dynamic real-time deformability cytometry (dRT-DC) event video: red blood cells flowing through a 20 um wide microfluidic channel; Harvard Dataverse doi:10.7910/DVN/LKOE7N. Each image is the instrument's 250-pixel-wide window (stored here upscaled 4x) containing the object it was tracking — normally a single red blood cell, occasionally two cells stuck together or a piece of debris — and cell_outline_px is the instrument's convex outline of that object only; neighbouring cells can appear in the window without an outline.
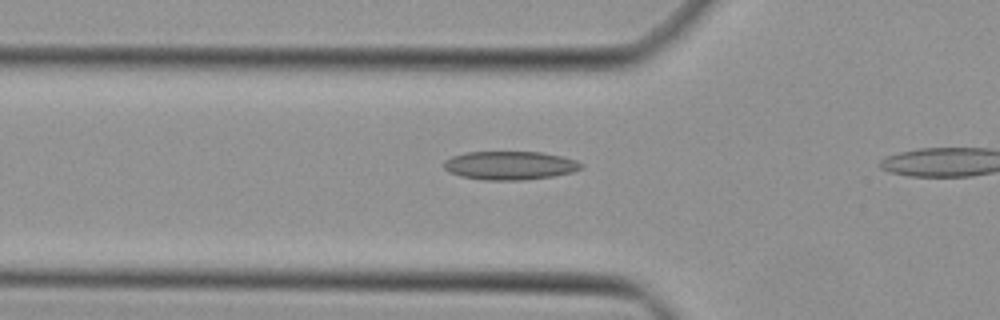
{"species": "Egyptian fruit bat (a non-hibernating species)", "species_latin": "Rousettus aegyptiacus", "temperature_condition": "cold", "stored_images_in_passage": 9, "camera_frame_rate_fps": 3000, "um_per_image_px": 0.085, "animal": {"sex": "female"}, "frame": {"image": 1, "passage_image": 8, "time_ms": 2.333, "image_size_px": [1000, 320], "cell_outline_px": [[584, 168], [572, 172], [552, 176], [524, 180], [484, 180], [460, 176], [448, 172], [444, 168], [444, 160], [452, 156], [468, 152], [540, 152], [560, 156], [576, 160], [584, 164]], "centroid_in_image_um": [43.34, 14.07], "position_along_channel_um": 82.5, "area_um2": 22.89}}